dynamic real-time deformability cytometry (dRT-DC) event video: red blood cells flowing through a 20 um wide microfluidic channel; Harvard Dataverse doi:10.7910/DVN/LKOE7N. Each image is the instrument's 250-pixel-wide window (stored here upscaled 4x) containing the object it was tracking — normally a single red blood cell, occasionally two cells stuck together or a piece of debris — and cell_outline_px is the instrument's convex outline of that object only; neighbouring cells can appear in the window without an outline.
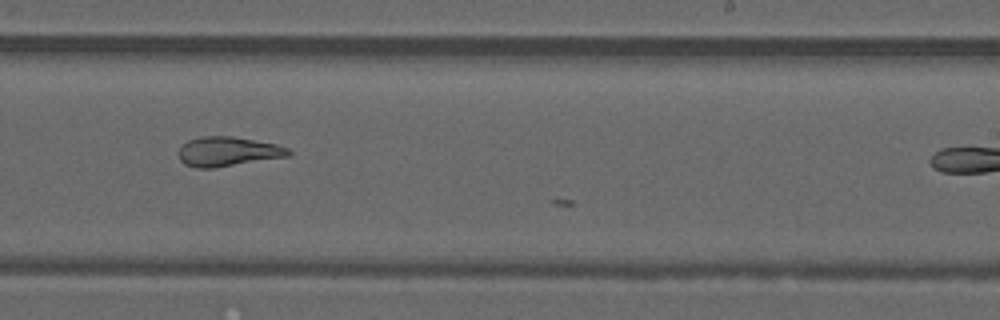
{"species": "common noctule bat (a hibernating species)", "species_latin": "Nyctalus noctula", "temperature_condition": "warm", "stored_images_in_passage": 23, "camera_frame_rate_fps": 3000, "um_per_image_px": 0.085, "animal": {"sex": "male", "forearm_length_mm": 52.5}, "frame": {"image": 1, "passage_image": 22, "time_ms": 7.0, "image_size_px": [1000, 320], "cell_outline_px": [[292, 152], [288, 156], [212, 168], [196, 168], [184, 164], [180, 160], [180, 148], [188, 140], [200, 136], [232, 136], [276, 144], [288, 148]], "centroid_in_image_um": [19.36, 12.87], "position_along_channel_um": 269.6, "area_um2": 18.67}}